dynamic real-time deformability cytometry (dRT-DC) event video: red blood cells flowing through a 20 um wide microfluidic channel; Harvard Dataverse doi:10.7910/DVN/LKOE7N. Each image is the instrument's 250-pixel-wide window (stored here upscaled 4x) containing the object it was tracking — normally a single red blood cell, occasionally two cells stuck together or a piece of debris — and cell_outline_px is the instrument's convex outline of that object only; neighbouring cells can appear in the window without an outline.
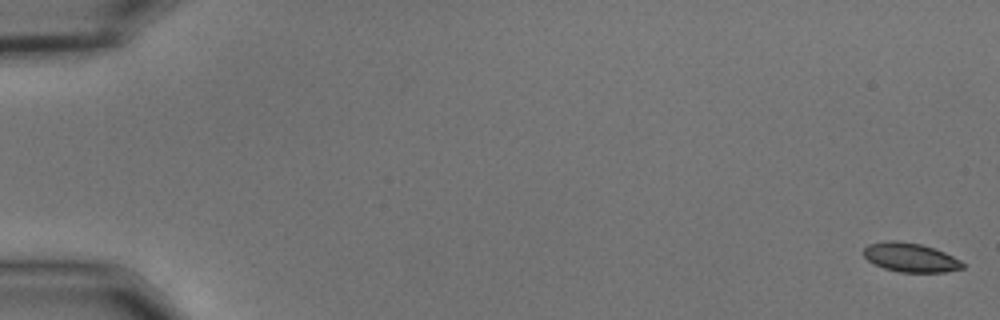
{"species": "common noctule bat (a hibernating species)", "species_latin": "Nyctalus noctula", "temperature_condition": "cold", "stored_images_in_passage": 56, "camera_frame_rate_fps": 3000, "um_per_image_px": 0.085, "animal": {"sex": "male", "body_mass_g": 15.6}, "frame": {"image": 1, "passage_image": 1, "time_ms": 0.0, "image_size_px": [1000, 320], "cell_outline_px": [[964, 268], [944, 272], [900, 272], [884, 268], [868, 260], [864, 256], [864, 248], [868, 244], [884, 240], [896, 240], [920, 244], [944, 252], [960, 260], [964, 264]], "centroid_in_image_um": [77.37, 21.87], "position_along_channel_um": 7.6, "area_um2": 16.65}}
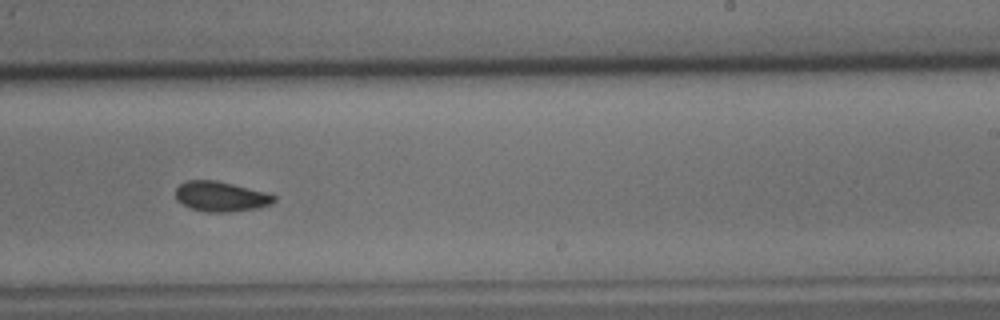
{"frame": {"image": 2, "passage_image": 36, "time_ms": 11.667, "image_size_px": [1000, 320], "cell_outline_px": [[276, 200], [268, 204], [256, 208], [228, 212], [208, 212], [192, 208], [176, 200], [176, 188], [184, 180], [216, 180], [264, 192], [276, 196]], "centroid_in_image_um": [18.73, 16.69], "position_along_channel_um": 270.3, "area_um2": 16.94}}
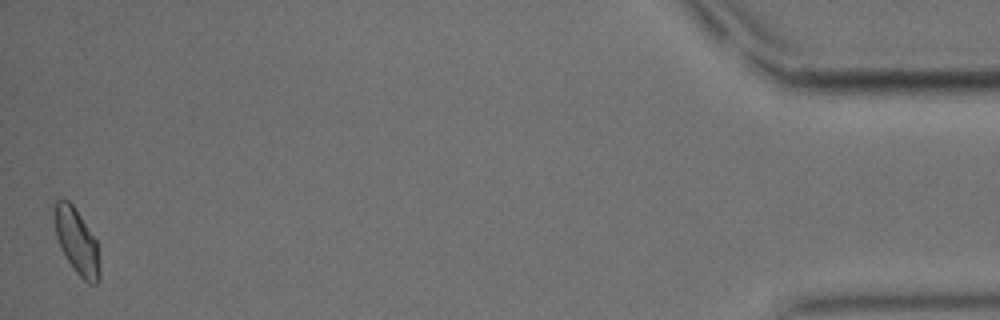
{"frame": {"image": 3, "passage_image": 56, "time_ms": 18.333, "image_size_px": [1000, 320], "cell_outline_px": [[100, 276], [96, 284], [88, 284], [72, 268], [60, 248], [56, 236], [52, 216], [56, 200], [68, 200], [72, 204], [96, 240], [100, 268]], "centroid_in_image_um": [6.5, 20.54], "position_along_channel_um": 428.7, "area_um2": 17.28}, "authors_computed_cell_mechanics": {"area_um2": 17.2533, "velocity_mm_per_s": 3.6238, "shape_relaxation_time_tau1_ms": 3.7132, "shape_relaxation_time_tau2_ms": 6.8058, "deformation_change_tau1": 0.0953, "deformation_change_tau2": 0.1007}}